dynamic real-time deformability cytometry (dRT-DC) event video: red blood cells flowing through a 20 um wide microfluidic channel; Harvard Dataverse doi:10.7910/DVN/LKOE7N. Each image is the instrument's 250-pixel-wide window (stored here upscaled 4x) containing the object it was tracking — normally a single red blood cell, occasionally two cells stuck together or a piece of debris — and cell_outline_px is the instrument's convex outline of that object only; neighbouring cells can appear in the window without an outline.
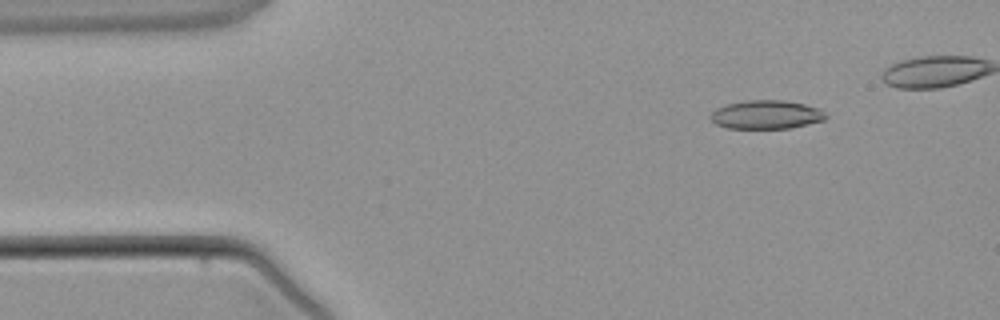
{"species": "common noctule bat (a hibernating species)", "species_latin": "Nyctalus noctula", "temperature_condition": "warm", "stored_images_in_passage": 3, "camera_frame_rate_fps": 3000, "um_per_image_px": 0.085, "animal": {"sex": "male", "body_mass_g": 21.5, "forearm_length_mm": 52.0}, "frame": {"image": 1, "passage_image": 1, "time_ms": 0.0, "image_size_px": [1000, 320], "cell_outline_px": [[828, 116], [824, 120], [808, 124], [788, 128], [728, 128], [716, 124], [708, 116], [716, 108], [728, 104], [748, 100], [784, 100], [804, 104], [820, 108]], "centroid_in_image_um": [65.14, 9.74], "position_along_channel_um": 19.9, "area_um2": 19.19}}